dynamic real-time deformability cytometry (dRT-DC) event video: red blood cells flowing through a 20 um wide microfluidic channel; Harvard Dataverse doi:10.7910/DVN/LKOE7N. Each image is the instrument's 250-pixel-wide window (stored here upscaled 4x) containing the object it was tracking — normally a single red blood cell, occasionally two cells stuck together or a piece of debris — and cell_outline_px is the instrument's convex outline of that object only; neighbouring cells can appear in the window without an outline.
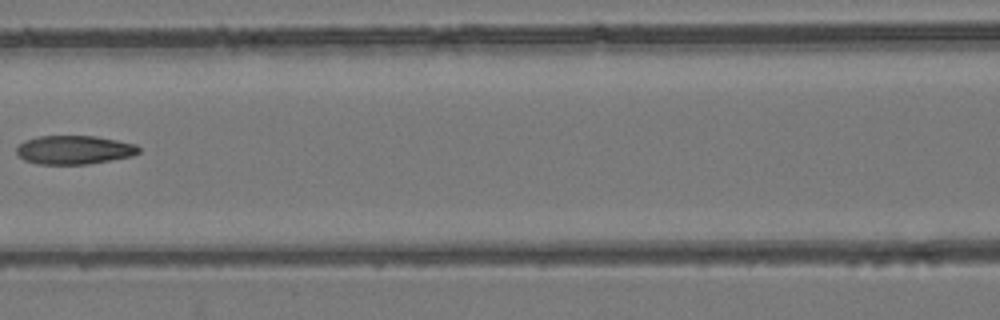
{"species": "common noctule bat (a hibernating species)", "species_latin": "Nyctalus noctula", "temperature_condition": "room temperature", "stored_images_in_passage": 7, "camera_frame_rate_fps": 3000, "um_per_image_px": 0.085, "animal": {"sex": "female", "body_mass_g": 24.6, "forearm_length_mm": 56.2}, "frame": {"image": 1, "passage_image": 5, "time_ms": 5.333, "image_size_px": [1000, 320], "cell_outline_px": [[140, 152], [132, 156], [112, 160], [88, 164], [36, 164], [24, 160], [16, 152], [16, 148], [24, 140], [40, 136], [96, 136], [136, 144], [140, 148]], "centroid_in_image_um": [6.31, 12.74], "position_along_channel_um": 160.3, "area_um2": 20.52}}
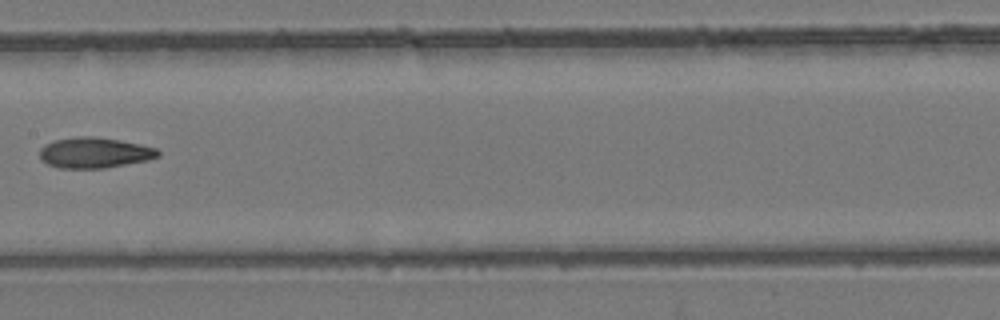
{"frame": {"image": 2, "passage_image": 6, "time_ms": 6.333, "image_size_px": [1000, 320], "cell_outline_px": [[160, 156], [148, 160], [104, 168], [60, 168], [48, 164], [40, 160], [40, 148], [44, 144], [56, 140], [76, 136], [92, 136], [120, 140], [140, 144], [156, 148], [160, 152]], "centroid_in_image_um": [8.02, 12.98], "position_along_channel_um": 199.4, "area_um2": 21.15}}
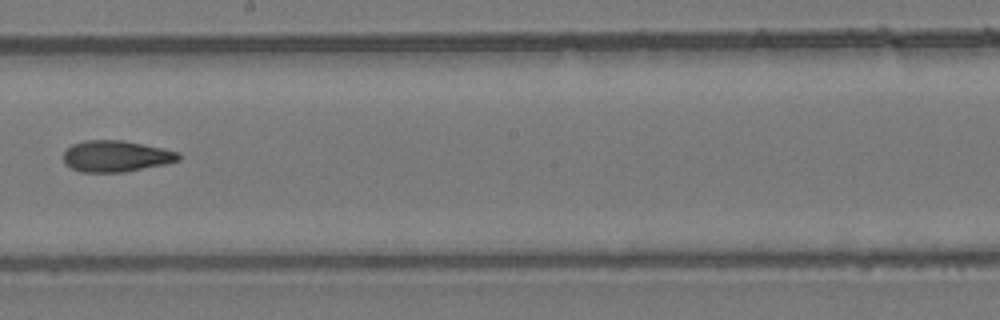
{"frame": {"image": 3, "passage_image": 7, "time_ms": 7.333, "image_size_px": [1000, 320], "cell_outline_px": [[180, 160], [164, 164], [124, 172], [80, 172], [64, 164], [64, 152], [72, 144], [84, 140], [120, 140], [180, 152]], "centroid_in_image_um": [9.83, 13.28], "position_along_channel_um": 238.4, "area_um2": 20.81}}